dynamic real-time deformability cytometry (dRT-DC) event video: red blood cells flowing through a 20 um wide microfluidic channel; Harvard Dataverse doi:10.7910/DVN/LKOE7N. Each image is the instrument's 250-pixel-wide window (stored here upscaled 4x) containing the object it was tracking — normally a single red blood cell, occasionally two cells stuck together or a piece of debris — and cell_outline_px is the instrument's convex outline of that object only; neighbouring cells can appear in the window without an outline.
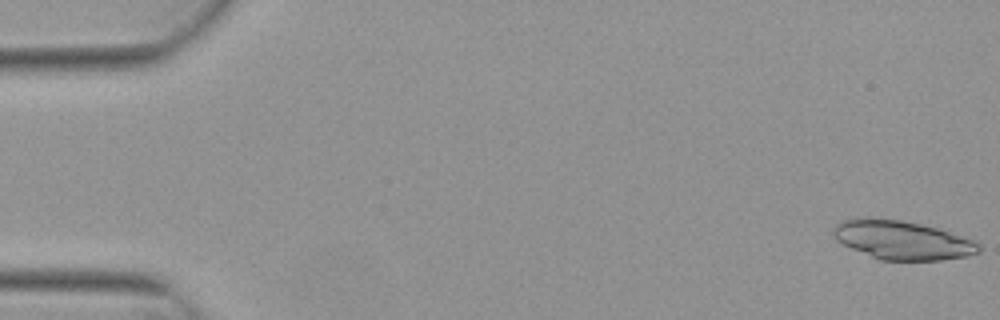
{"species": "Egyptian fruit bat (a non-hibernating species)", "species_latin": "Rousettus aegyptiacus", "temperature_condition": "warm", "stored_images_in_passage": 7, "camera_frame_rate_fps": 3000, "um_per_image_px": 0.085, "animal": {"sex": "female"}, "frame": {"image": 1, "passage_image": 1, "time_ms": 0.0, "image_size_px": [1000, 320], "cell_outline_px": [[980, 252], [968, 256], [940, 260], [880, 260], [852, 248], [836, 240], [832, 232], [832, 228], [840, 220], [868, 216], [900, 220], [920, 224], [936, 228], [972, 240], [980, 244]], "centroid_in_image_um": [76.64, 20.39], "position_along_channel_um": 8.4, "area_um2": 32.83}}